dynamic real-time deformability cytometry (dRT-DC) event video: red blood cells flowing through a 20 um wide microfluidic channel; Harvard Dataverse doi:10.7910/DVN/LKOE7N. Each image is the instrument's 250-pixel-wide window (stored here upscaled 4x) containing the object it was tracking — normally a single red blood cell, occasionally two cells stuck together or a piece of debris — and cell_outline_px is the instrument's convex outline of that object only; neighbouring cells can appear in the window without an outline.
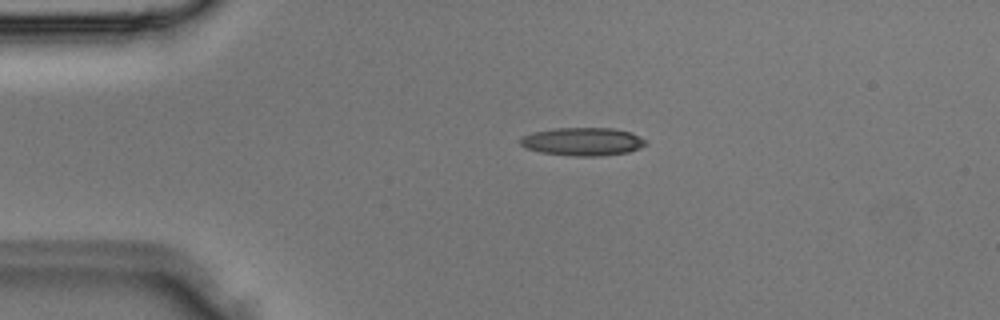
{"species": "Egyptian fruit bat (a non-hibernating species)", "species_latin": "Rousettus aegyptiacus", "temperature_condition": "room temperature", "stored_images_in_passage": 4, "camera_frame_rate_fps": 3000, "um_per_image_px": 0.085, "animal": {"sex": "male"}, "frame": {"image": 1, "passage_image": 3, "time_ms": 0.667, "image_size_px": [1000, 320], "cell_outline_px": [[648, 144], [640, 148], [628, 152], [600, 156], [572, 156], [540, 152], [528, 148], [520, 144], [520, 140], [524, 136], [532, 132], [556, 128], [612, 128], [632, 132], [644, 140]], "centroid_in_image_um": [49.55, 12.03], "position_along_channel_um": 35.4, "area_um2": 20.46}}